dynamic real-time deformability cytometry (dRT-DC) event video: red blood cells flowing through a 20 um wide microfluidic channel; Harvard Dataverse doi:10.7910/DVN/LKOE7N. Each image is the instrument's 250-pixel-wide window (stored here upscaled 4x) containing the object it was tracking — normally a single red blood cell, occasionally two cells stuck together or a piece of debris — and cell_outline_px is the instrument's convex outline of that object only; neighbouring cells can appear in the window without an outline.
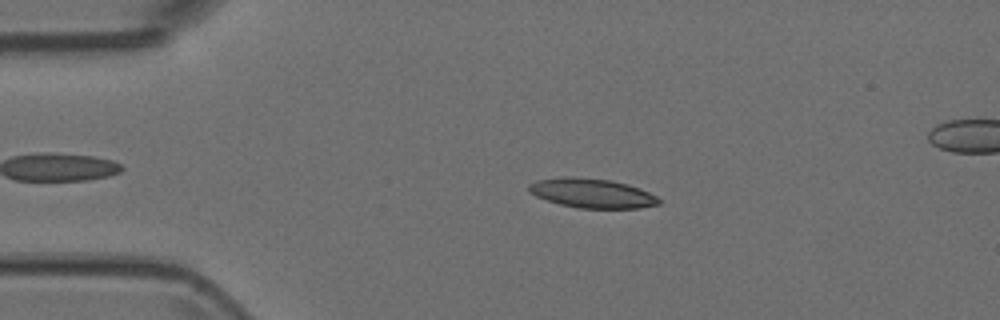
{"species": "Egyptian fruit bat (a non-hibernating species)", "species_latin": "Rousettus aegyptiacus", "temperature_condition": "room temperature", "stored_images_in_passage": 4, "camera_frame_rate_fps": 3000, "um_per_image_px": 0.085, "animal": {"sex": "female"}, "frame": {"image": 1, "passage_image": 2, "time_ms": 0.333, "image_size_px": [1000, 320], "cell_outline_px": [[660, 204], [640, 208], [576, 208], [560, 204], [536, 196], [528, 192], [528, 184], [536, 180], [572, 176], [612, 180], [628, 184], [640, 188], [656, 196], [660, 200]], "centroid_in_image_um": [50.31, 16.42], "position_along_channel_um": 34.7, "area_um2": 22.31}}